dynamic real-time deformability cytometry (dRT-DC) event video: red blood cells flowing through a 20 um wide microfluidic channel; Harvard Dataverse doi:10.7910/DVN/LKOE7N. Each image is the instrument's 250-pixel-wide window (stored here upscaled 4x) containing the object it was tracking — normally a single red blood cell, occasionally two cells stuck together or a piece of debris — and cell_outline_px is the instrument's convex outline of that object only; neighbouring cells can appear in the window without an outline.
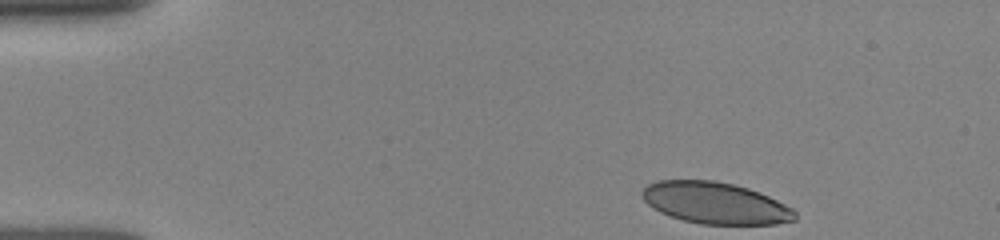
{"species": "human", "species_latin": "Homo sapiens", "temperature_condition": "room temperature", "stored_images_in_passage": 38, "camera_frame_rate_fps": 3000, "um_per_image_px": 0.085, "donor": {"sex": "female"}, "frame": {"image": 1, "passage_image": 1, "time_ms": 0.0, "image_size_px": [1000, 240], "cell_outline_px": [[796, 220], [776, 224], [700, 224], [684, 220], [660, 212], [652, 208], [640, 196], [640, 192], [648, 184], [656, 180], [712, 180], [732, 184], [748, 188], [760, 192], [792, 208], [796, 212]], "centroid_in_image_um": [60.78, 17.25], "position_along_channel_um": 24.2, "area_um2": 37.05}}
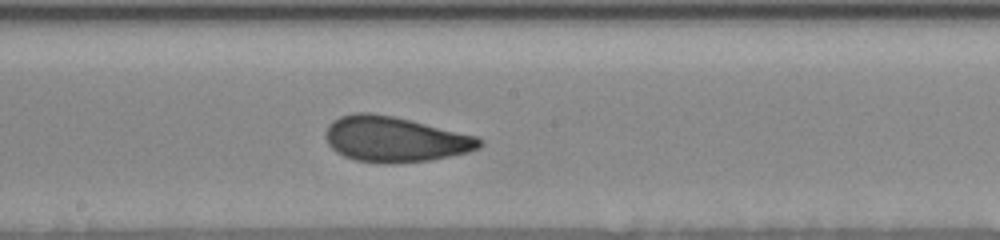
{"frame": {"image": 2, "passage_image": 22, "time_ms": 7.0, "image_size_px": [1000, 240], "cell_outline_px": [[484, 144], [480, 148], [468, 152], [432, 160], [392, 164], [384, 164], [356, 160], [344, 156], [336, 152], [328, 144], [324, 136], [328, 124], [332, 120], [340, 116], [356, 112], [368, 112], [392, 116], [476, 136], [484, 140]], "centroid_in_image_um": [33.55, 11.85], "position_along_channel_um": 214.7, "area_um2": 40.86}}
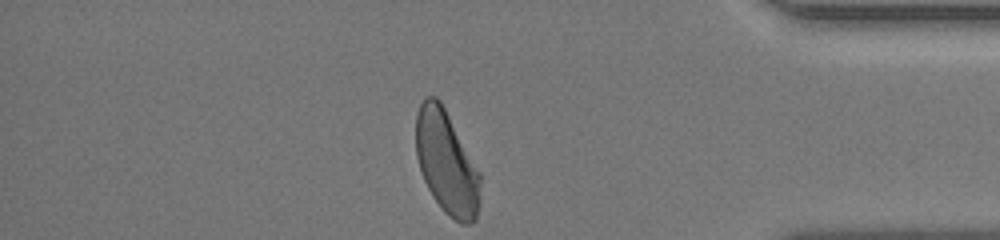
{"frame": {"image": 3, "passage_image": 38, "time_ms": 12.333, "image_size_px": [1000, 240], "cell_outline_px": [[480, 200], [476, 220], [472, 224], [460, 224], [448, 216], [444, 212], [432, 196], [424, 180], [416, 156], [416, 112], [424, 96], [436, 96], [440, 100], [480, 172]], "centroid_in_image_um": [37.96, 13.84], "position_along_channel_um": 397.2, "area_um2": 38.96}, "authors_computed_cell_mechanics": {"area_um2": 39.8531, "velocity_mm_per_s": 3.9047, "shape_relaxation_time_tau1_ms": 3.9854, "shape_relaxation_time_tau2_ms": 0.9612, "deformation_change_tau1": 0.1299, "deformation_change_tau2": 0.0612}}